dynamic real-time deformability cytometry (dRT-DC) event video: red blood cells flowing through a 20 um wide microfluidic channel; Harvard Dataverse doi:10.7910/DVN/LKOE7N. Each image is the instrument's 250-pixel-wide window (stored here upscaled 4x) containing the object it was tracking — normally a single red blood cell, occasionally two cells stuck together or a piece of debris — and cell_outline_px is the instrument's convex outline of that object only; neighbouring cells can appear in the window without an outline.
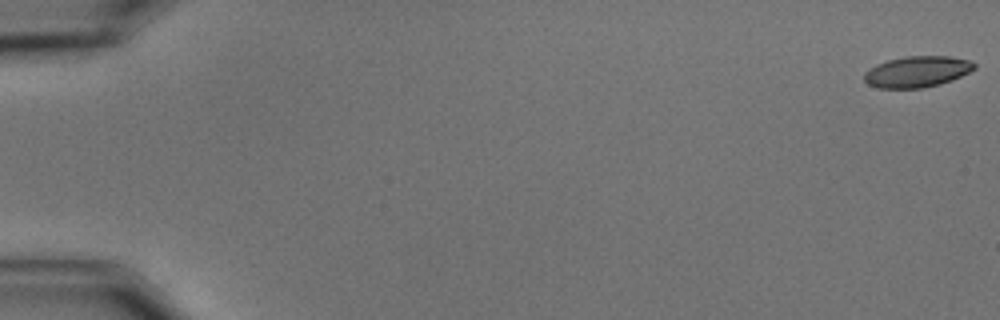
{"species": "common noctule bat (a hibernating species)", "species_latin": "Nyctalus noctula", "temperature_condition": "cold", "stored_images_in_passage": 58, "camera_frame_rate_fps": 3000, "um_per_image_px": 0.085, "animal": {"sex": "male", "body_mass_g": 15.6}, "frame": {"image": 1, "passage_image": 1, "time_ms": 0.0, "image_size_px": [1000, 320], "cell_outline_px": [[976, 68], [952, 80], [940, 84], [924, 88], [880, 88], [868, 84], [864, 80], [864, 72], [876, 64], [888, 60], [904, 56], [948, 56], [968, 60], [976, 64]], "centroid_in_image_um": [77.94, 6.09], "position_along_channel_um": 7.1, "area_um2": 19.94}}
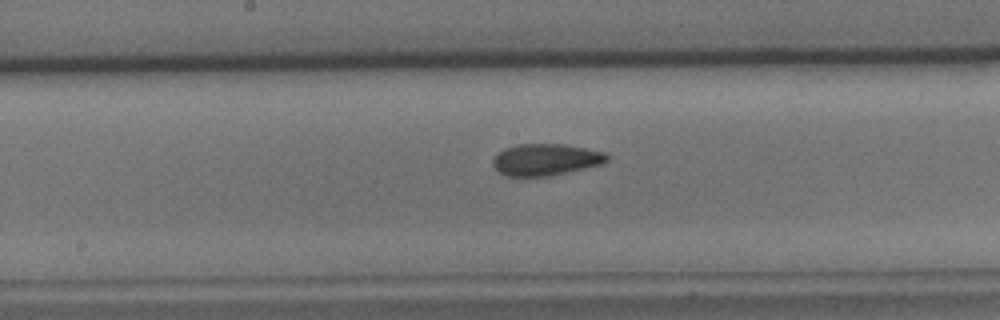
{"frame": {"image": 2, "passage_image": 31, "time_ms": 10.0, "image_size_px": [1000, 320], "cell_outline_px": [[608, 160], [600, 164], [584, 168], [548, 176], [504, 176], [492, 164], [492, 160], [496, 152], [504, 148], [516, 144], [564, 144], [604, 152], [608, 156]], "centroid_in_image_um": [46.32, 13.56], "position_along_channel_um": 201.9, "area_um2": 20.98}}
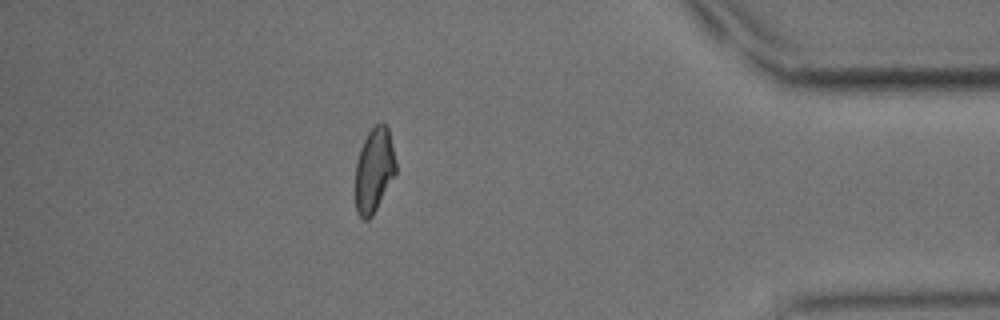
{"frame": {"image": 3, "passage_image": 51, "time_ms": 16.667, "image_size_px": [1000, 320], "cell_outline_px": [[396, 172], [372, 216], [368, 220], [364, 220], [356, 212], [356, 160], [360, 148], [368, 132], [376, 124], [384, 124], [388, 128], [396, 164]], "centroid_in_image_um": [31.78, 14.47], "position_along_channel_um": 403.4, "area_um2": 19.59}, "authors_computed_cell_mechanics": {"area_um2": 20.5768, "velocity_mm_per_s": 3.5606, "shape_relaxation_time_tau1_ms": 5.0445, "shape_relaxation_time_tau2_ms": 2.3696, "deformation_change_tau1": 0.1422, "deformation_change_tau2": 0.0733}}